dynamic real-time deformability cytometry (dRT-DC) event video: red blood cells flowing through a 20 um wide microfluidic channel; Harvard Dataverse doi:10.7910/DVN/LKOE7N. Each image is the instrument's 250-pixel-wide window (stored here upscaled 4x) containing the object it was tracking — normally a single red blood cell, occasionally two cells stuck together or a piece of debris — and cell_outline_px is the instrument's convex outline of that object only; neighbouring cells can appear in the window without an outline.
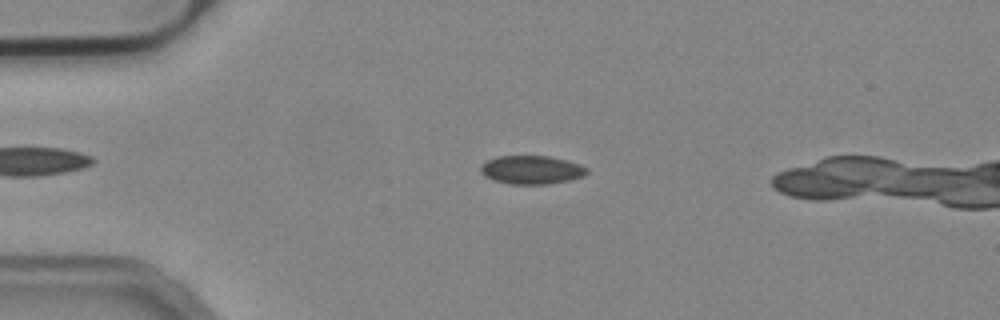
{"species": "common noctule bat (a hibernating species)", "species_latin": "Nyctalus noctula", "temperature_condition": "cold", "stored_images_in_passage": 36, "camera_frame_rate_fps": 3000, "um_per_image_px": 0.085, "animal": {"sex": "male", "body_mass_g": 19.2, "forearm_length_mm": 51.8}, "frame": {"image": 1, "passage_image": 1, "time_ms": 0.0, "image_size_px": [1000, 320], "cell_outline_px": [[588, 172], [584, 176], [568, 180], [548, 184], [512, 184], [492, 180], [484, 176], [480, 172], [480, 164], [496, 156], [548, 156], [580, 164], [588, 168]], "centroid_in_image_um": [45.15, 14.44], "position_along_channel_um": 39.9, "area_um2": 17.69}}
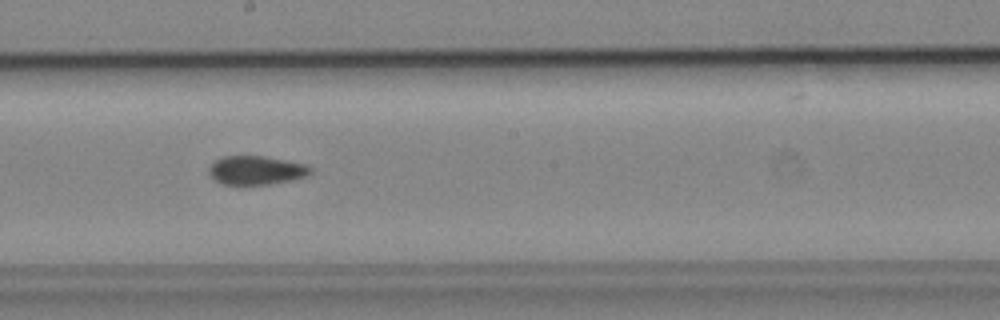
{"frame": {"image": 2, "passage_image": 18, "time_ms": 5.667, "image_size_px": [1000, 320], "cell_outline_px": [[312, 172], [304, 176], [288, 180], [268, 184], [220, 184], [212, 180], [208, 172], [208, 168], [216, 160], [224, 156], [264, 156], [308, 164], [312, 168]], "centroid_in_image_um": [21.74, 14.46], "position_along_channel_um": 226.5, "area_um2": 16.99}}
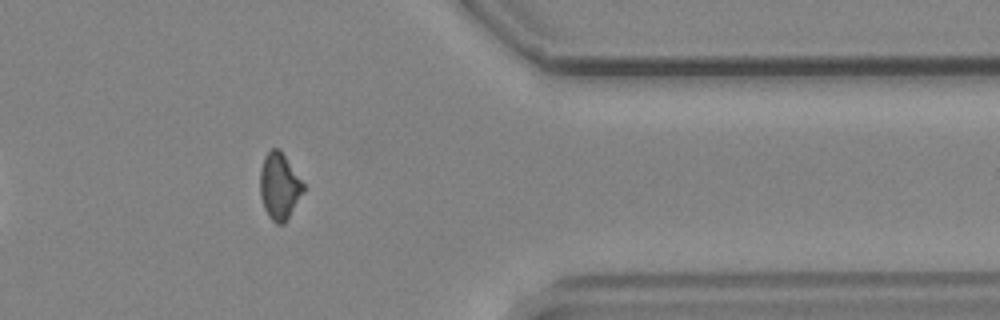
{"frame": {"image": 3, "passage_image": 32, "time_ms": 10.333, "image_size_px": [1000, 320], "cell_outline_px": [[304, 192], [284, 224], [276, 224], [268, 216], [264, 208], [260, 196], [260, 172], [264, 156], [272, 148], [280, 148], [304, 184]], "centroid_in_image_um": [23.74, 15.83], "position_along_channel_um": 387.7, "area_um2": 16.82}}